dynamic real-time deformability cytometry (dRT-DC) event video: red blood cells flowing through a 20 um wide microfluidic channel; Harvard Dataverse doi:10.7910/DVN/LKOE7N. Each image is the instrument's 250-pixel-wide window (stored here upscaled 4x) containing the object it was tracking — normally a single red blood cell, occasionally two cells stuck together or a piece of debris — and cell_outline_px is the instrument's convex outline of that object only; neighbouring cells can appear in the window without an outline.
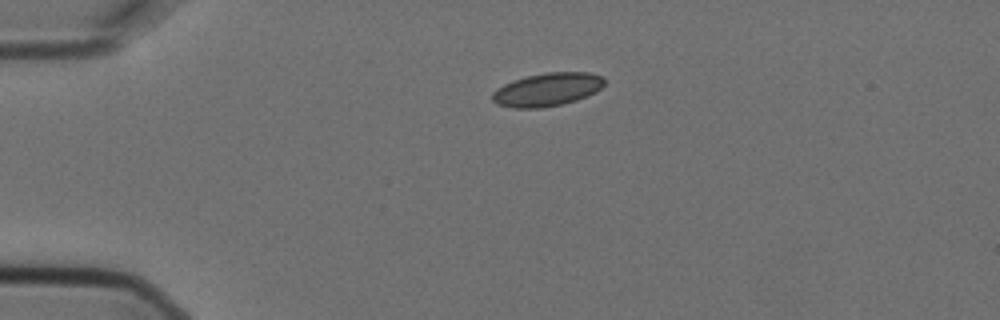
{"species": "Egyptian fruit bat (a non-hibernating species)", "species_latin": "Rousettus aegyptiacus", "temperature_condition": "cold", "stored_images_in_passage": 3, "camera_frame_rate_fps": 3000, "um_per_image_px": 0.085, "animal": {"sex": "female"}, "frame": {"image": 1, "passage_image": 1, "time_ms": 0.0, "image_size_px": [1000, 320], "cell_outline_px": [[604, 84], [596, 92], [588, 96], [576, 100], [560, 104], [540, 108], [512, 108], [496, 104], [492, 100], [492, 92], [496, 88], [512, 80], [528, 76], [548, 72], [588, 72], [604, 76]], "centroid_in_image_um": [46.5, 7.61], "position_along_channel_um": 38.5, "area_um2": 21.79}}
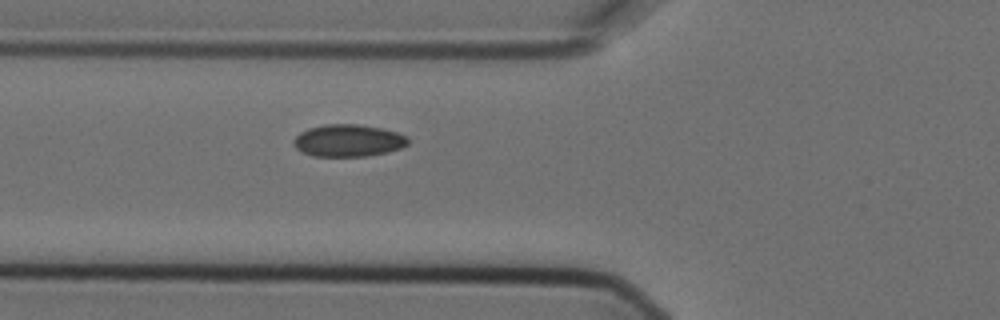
{"frame": {"image": 2, "passage_image": 3, "time_ms": 0.667, "image_size_px": [1000, 320], "cell_outline_px": [[408, 144], [400, 148], [388, 152], [364, 156], [312, 156], [296, 148], [292, 144], [292, 140], [300, 132], [308, 128], [324, 124], [356, 124], [380, 128], [396, 132], [408, 136]], "centroid_in_image_um": [29.58, 11.94], "position_along_channel_um": 96.2, "area_um2": 21.44}}